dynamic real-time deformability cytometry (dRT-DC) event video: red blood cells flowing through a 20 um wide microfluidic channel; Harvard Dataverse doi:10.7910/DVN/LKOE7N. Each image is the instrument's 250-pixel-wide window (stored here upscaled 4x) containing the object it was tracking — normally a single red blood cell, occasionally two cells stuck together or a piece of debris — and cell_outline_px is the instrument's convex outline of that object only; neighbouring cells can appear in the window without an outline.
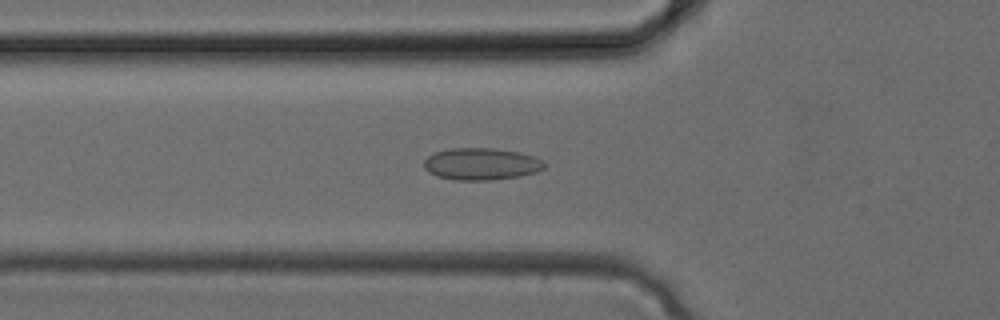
{"species": "common noctule bat (a hibernating species)", "species_latin": "Nyctalus noctula", "temperature_condition": "cold", "stored_images_in_passage": 35, "camera_frame_rate_fps": 3000, "um_per_image_px": 0.085, "animal": {"sex": "female", "body_mass_g": 24.6, "forearm_length_mm": 56.2}, "frame": {"image": 1, "passage_image": 12, "time_ms": 3.667, "image_size_px": [1000, 320], "cell_outline_px": [[544, 168], [536, 172], [520, 176], [488, 180], [456, 180], [436, 176], [428, 172], [424, 168], [424, 160], [428, 156], [436, 152], [452, 148], [496, 148], [520, 152], [544, 160]], "centroid_in_image_um": [40.9, 13.93], "position_along_channel_um": 84.9, "area_um2": 22.48}}
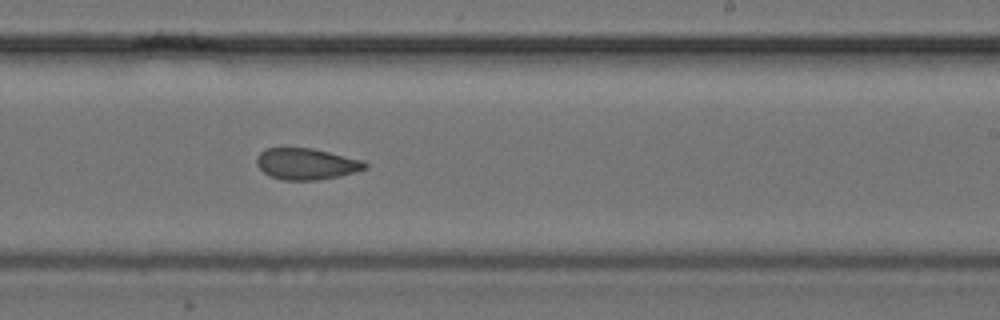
{"frame": {"image": 2, "passage_image": 21, "time_ms": 6.667, "image_size_px": [1000, 320], "cell_outline_px": [[368, 168], [340, 176], [316, 180], [284, 180], [272, 176], [264, 172], [256, 164], [256, 156], [264, 148], [312, 148], [364, 160], [368, 164]], "centroid_in_image_um": [26.06, 13.92], "position_along_channel_um": 262.9, "area_um2": 19.83}}
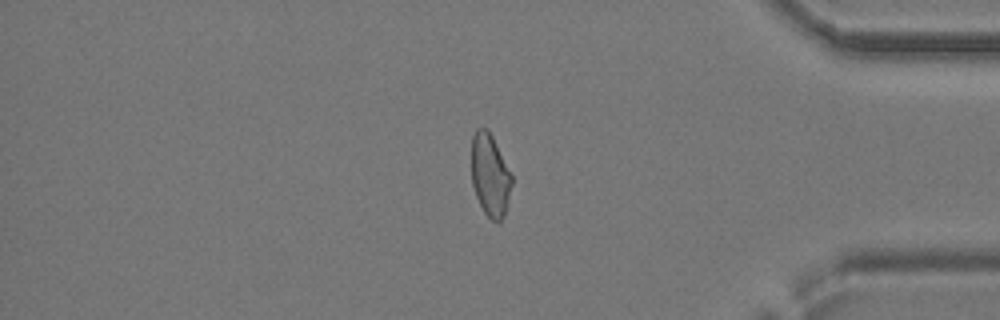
{"frame": {"image": 3, "passage_image": 29, "time_ms": 9.333, "image_size_px": [1000, 320], "cell_outline_px": [[512, 184], [504, 216], [496, 224], [484, 212], [476, 196], [472, 184], [472, 136], [476, 128], [488, 128], [512, 176]], "centroid_in_image_um": [41.65, 14.89], "position_along_channel_um": 393.6, "area_um2": 19.19}}